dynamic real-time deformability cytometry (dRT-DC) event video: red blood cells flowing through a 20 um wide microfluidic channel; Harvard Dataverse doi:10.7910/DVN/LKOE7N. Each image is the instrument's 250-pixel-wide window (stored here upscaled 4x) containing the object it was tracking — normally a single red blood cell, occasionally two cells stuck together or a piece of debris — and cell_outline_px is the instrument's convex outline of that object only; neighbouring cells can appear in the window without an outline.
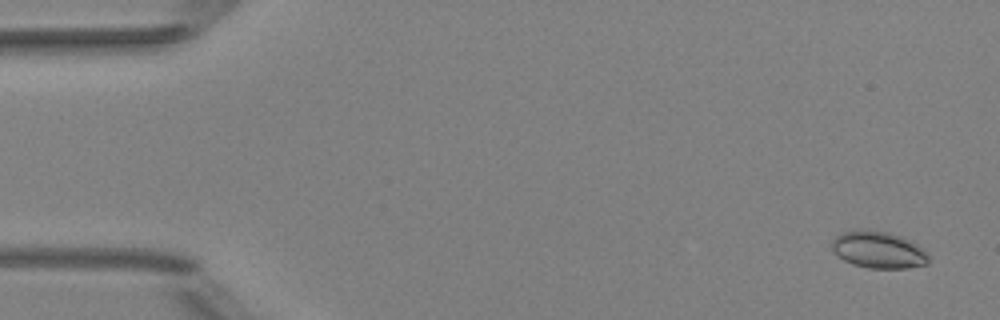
{"species": "Egyptian fruit bat (a non-hibernating species)", "species_latin": "Rousettus aegyptiacus", "temperature_condition": "room temperature", "stored_images_in_passage": 5, "camera_frame_rate_fps": 3000, "um_per_image_px": 0.085, "animal": {"sex": "female"}, "frame": {"image": 1, "passage_image": 1, "time_ms": 0.0, "image_size_px": [1000, 320], "cell_outline_px": [[928, 264], [908, 268], [868, 268], [852, 264], [844, 260], [832, 248], [832, 240], [840, 232], [860, 228], [888, 232], [900, 236], [924, 248], [928, 256]], "centroid_in_image_um": [74.66, 21.22], "position_along_channel_um": 10.3, "area_um2": 20.87}}